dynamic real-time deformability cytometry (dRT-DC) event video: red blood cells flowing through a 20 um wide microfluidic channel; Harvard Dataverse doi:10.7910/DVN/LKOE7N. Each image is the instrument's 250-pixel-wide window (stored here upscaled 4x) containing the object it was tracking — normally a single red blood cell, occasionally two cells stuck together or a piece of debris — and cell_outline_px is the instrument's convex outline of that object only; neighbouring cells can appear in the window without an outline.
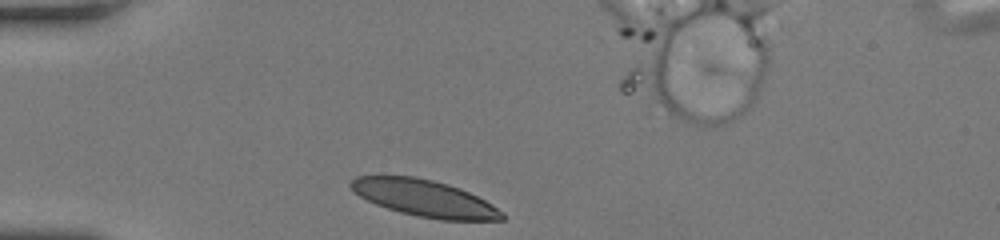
{"species": "human", "species_latin": "Homo sapiens", "temperature_condition": "room temperature", "stored_images_in_passage": 40, "camera_frame_rate_fps": 3000, "um_per_image_px": 0.085, "donor": {"sex": "female"}, "frame": {"image": 1, "passage_image": 1, "time_ms": 0.0, "image_size_px": [1000, 240], "cell_outline_px": [[504, 220], [440, 220], [416, 216], [400, 212], [376, 204], [360, 196], [348, 184], [356, 176], [416, 176], [448, 184], [460, 188], [492, 204], [504, 212]], "centroid_in_image_um": [36.1, 16.85], "position_along_channel_um": 48.9, "area_um2": 32.14}}
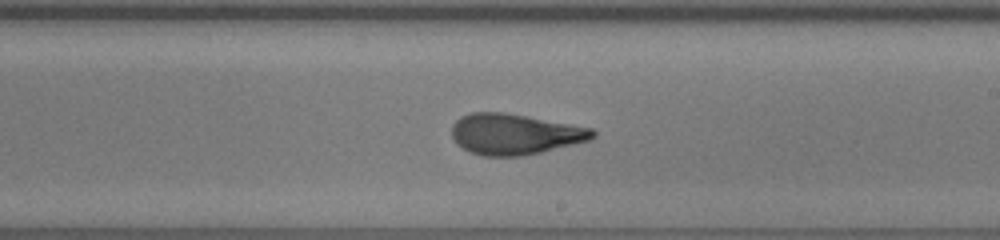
{"frame": {"image": 2, "passage_image": 18, "time_ms": 5.667, "image_size_px": [1000, 240], "cell_outline_px": [[596, 136], [592, 140], [540, 152], [520, 156], [484, 156], [468, 152], [452, 136], [452, 124], [460, 116], [472, 112], [504, 112], [592, 128], [596, 132]], "centroid_in_image_um": [43.76, 11.4], "position_along_channel_um": 245.2, "area_um2": 33.35}}
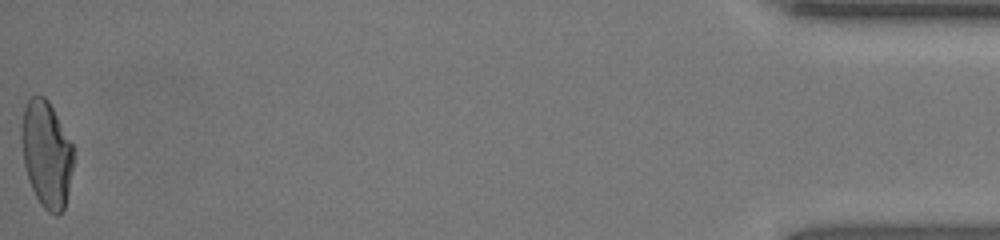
{"frame": {"image": 3, "passage_image": 40, "time_ms": 13.0, "image_size_px": [1000, 240], "cell_outline_px": [[76, 148], [64, 208], [56, 216], [48, 212], [40, 204], [28, 180], [24, 164], [20, 136], [20, 128], [24, 108], [28, 100], [32, 96], [44, 96], [48, 100]], "centroid_in_image_um": [3.95, 13.07], "position_along_channel_um": 431.2, "area_um2": 32.54}, "authors_computed_cell_mechanics": {"area_um2": 33.3506, "velocity_mm_per_s": 3.8527, "shape_relaxation_time_tau1_ms": null, "shape_relaxation_time_tau2_ms": 0.9733, "deformation_change_tau1": null, "deformation_change_tau2": 0.0873}}